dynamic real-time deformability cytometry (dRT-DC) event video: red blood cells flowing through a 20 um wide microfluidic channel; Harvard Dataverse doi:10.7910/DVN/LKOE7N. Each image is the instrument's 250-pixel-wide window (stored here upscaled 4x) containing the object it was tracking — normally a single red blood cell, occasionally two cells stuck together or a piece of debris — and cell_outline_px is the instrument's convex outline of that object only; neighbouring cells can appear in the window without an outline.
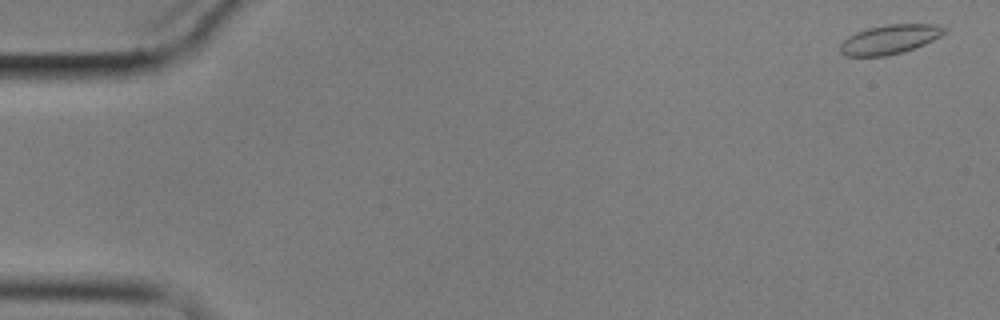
{"species": "common noctule bat (a hibernating species)", "species_latin": "Nyctalus noctula", "temperature_condition": "cold", "stored_images_in_passage": 5, "camera_frame_rate_fps": 3000, "um_per_image_px": 0.085, "animal": {"sex": "male", "body_mass_g": 17.9}, "frame": {"image": 1, "passage_image": 1, "time_ms": 0.0, "image_size_px": [1000, 320], "cell_outline_px": [[948, 28], [940, 36], [924, 44], [900, 52], [884, 56], [844, 56], [840, 52], [840, 44], [848, 36], [856, 32], [868, 28], [888, 24], [936, 24]], "centroid_in_image_um": [75.6, 3.34], "position_along_channel_um": 9.4, "area_um2": 17.57}}